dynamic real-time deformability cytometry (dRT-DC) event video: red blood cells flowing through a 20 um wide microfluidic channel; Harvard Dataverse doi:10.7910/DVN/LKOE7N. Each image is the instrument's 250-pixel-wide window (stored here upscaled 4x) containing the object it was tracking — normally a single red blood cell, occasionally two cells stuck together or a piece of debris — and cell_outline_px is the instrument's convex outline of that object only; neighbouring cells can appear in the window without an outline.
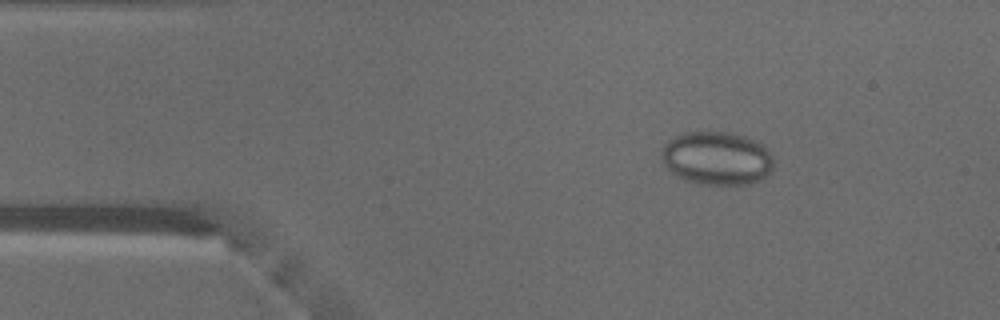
{"species": "common noctule bat (a hibernating species)", "species_latin": "Nyctalus noctula", "temperature_condition": "warm", "stored_images_in_passage": 44, "camera_frame_rate_fps": 3000, "um_per_image_px": 0.085, "animal": {"sex": "male", "body_mass_g": 18.8}, "frame": {"image": 1, "passage_image": 7, "time_ms": 2.0, "image_size_px": [1000, 320], "cell_outline_px": [[772, 168], [760, 180], [748, 184], [696, 184], [684, 180], [676, 176], [664, 164], [660, 152], [664, 144], [668, 140], [684, 132], [728, 132], [744, 136], [764, 144], [772, 156]], "centroid_in_image_um": [60.9, 13.45], "position_along_channel_um": 24.1, "area_um2": 34.91}}
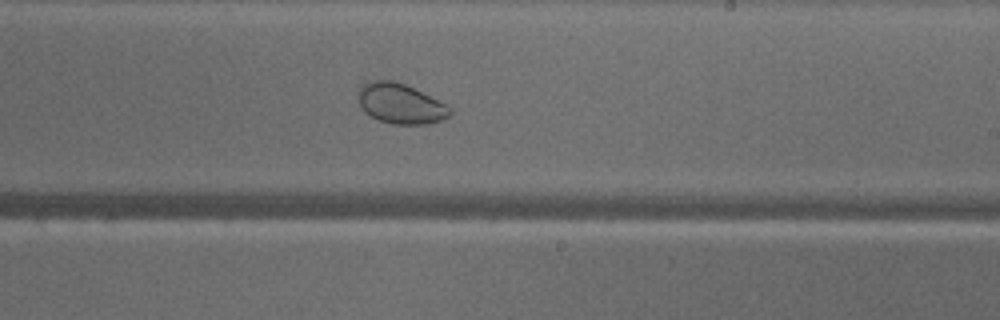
{"frame": {"image": 2, "passage_image": 28, "time_ms": 9.0, "image_size_px": [1000, 320], "cell_outline_px": [[452, 112], [448, 116], [440, 120], [428, 124], [392, 124], [380, 120], [364, 112], [360, 108], [356, 92], [368, 80], [392, 80], [404, 84], [452, 108]], "centroid_in_image_um": [33.97, 8.81], "position_along_channel_um": 255.0, "area_um2": 21.27}}
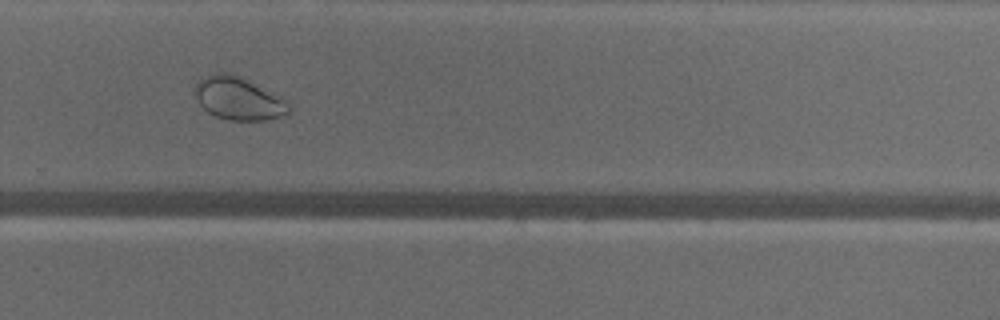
{"frame": {"image": 3, "passage_image": 32, "time_ms": 10.333, "image_size_px": [1000, 320], "cell_outline_px": [[292, 108], [284, 116], [264, 120], [228, 120], [216, 116], [208, 112], [196, 100], [196, 84], [200, 80], [216, 72], [228, 72], [240, 76], [280, 96]], "centroid_in_image_um": [20.28, 8.38], "position_along_channel_um": 309.5, "area_um2": 23.24}, "authors_computed_cell_mechanics": {"area_um2": 22.6865, "velocity_mm_per_s": 4.1177, "shape_relaxation_time_tau1_ms": null, "shape_relaxation_time_tau2_ms": 1.7101, "deformation_change_tau1": null, "deformation_change_tau2": 0.0433}}